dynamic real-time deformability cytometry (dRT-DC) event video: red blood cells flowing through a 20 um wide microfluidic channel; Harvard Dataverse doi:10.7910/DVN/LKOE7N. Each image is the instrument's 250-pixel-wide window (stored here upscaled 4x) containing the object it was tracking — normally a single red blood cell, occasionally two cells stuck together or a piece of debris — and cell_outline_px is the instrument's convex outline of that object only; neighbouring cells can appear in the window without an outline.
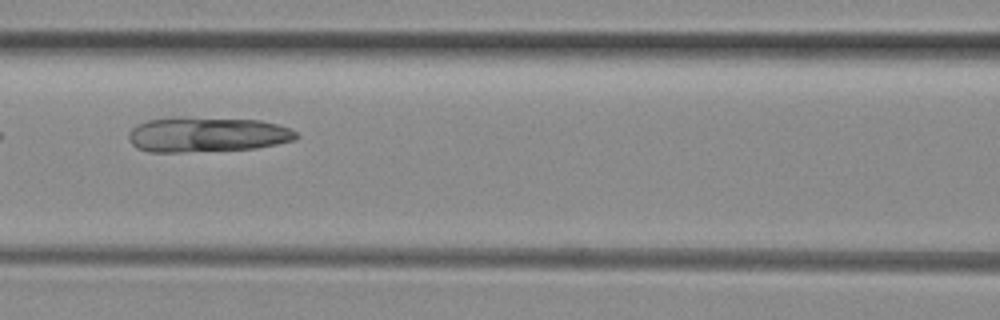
{"species": "common noctule bat (a hibernating species)", "species_latin": "Nyctalus noctula", "temperature_condition": "room temperature", "stored_images_in_passage": 5, "camera_frame_rate_fps": 3000, "um_per_image_px": 0.085, "animal": {"sex": "female", "body_mass_g": 29.2, "forearm_length_mm": 56.3}, "frame": {"image": 1, "passage_image": 5, "time_ms": 1.333, "image_size_px": [1000, 320], "cell_outline_px": [[300, 136], [296, 140], [256, 148], [180, 152], [148, 152], [136, 148], [128, 140], [128, 132], [136, 124], [148, 120], [172, 116], [180, 116], [260, 120], [280, 124], [292, 128]], "centroid_in_image_um": [17.59, 11.42], "position_along_channel_um": 149.0, "area_um2": 34.91}}